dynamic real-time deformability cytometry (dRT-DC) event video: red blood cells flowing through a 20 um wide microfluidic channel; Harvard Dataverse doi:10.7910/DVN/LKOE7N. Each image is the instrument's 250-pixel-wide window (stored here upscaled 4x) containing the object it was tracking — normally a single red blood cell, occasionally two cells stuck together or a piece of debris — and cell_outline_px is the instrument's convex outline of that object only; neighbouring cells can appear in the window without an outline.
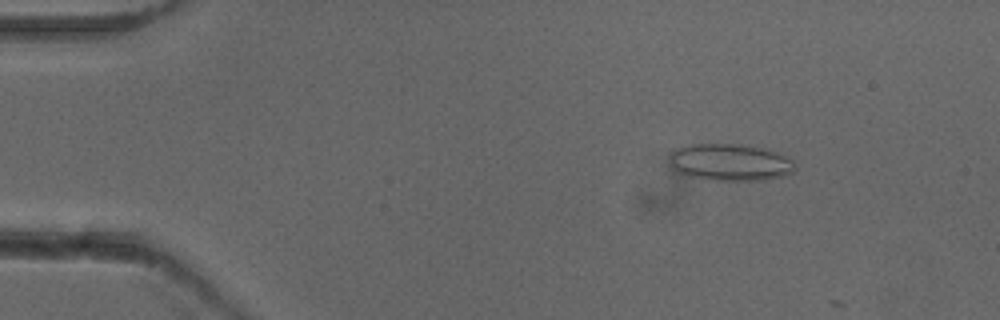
{"species": "common noctule bat (a hibernating species)", "species_latin": "Nyctalus noctula", "temperature_condition": "cold", "stored_images_in_passage": 49, "camera_frame_rate_fps": 3000, "um_per_image_px": 0.085, "animal": {"sex": "female"}, "frame": {"image": 1, "passage_image": 8, "time_ms": 2.333, "image_size_px": [1000, 320], "cell_outline_px": [[788, 160], [784, 172], [768, 176], [708, 176], [684, 172], [672, 160], [672, 156], [680, 148], [700, 144], [716, 144], [752, 148], [768, 152], [780, 156]], "centroid_in_image_um": [61.89, 13.69], "position_along_channel_um": 23.1, "area_um2": 21.44}}
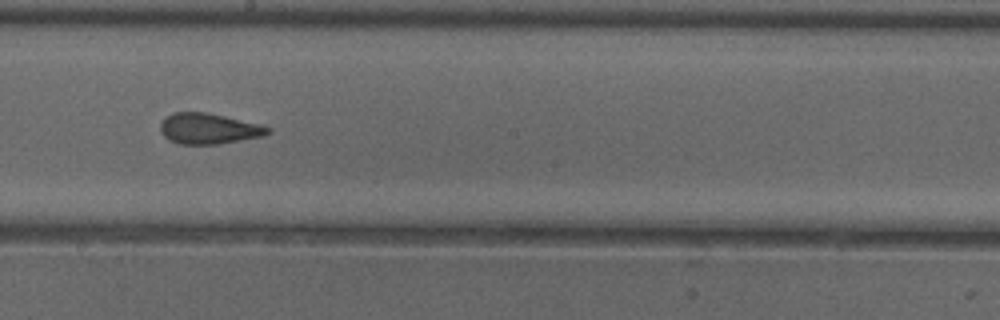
{"frame": {"image": 2, "passage_image": 30, "time_ms": 9.667, "image_size_px": [1000, 320], "cell_outline_px": [[268, 132], [260, 136], [216, 144], [184, 144], [172, 140], [164, 136], [160, 128], [160, 124], [168, 116], [176, 112], [204, 112], [256, 124], [268, 128]], "centroid_in_image_um": [17.66, 10.93], "position_along_channel_um": 230.5, "area_um2": 18.21}}
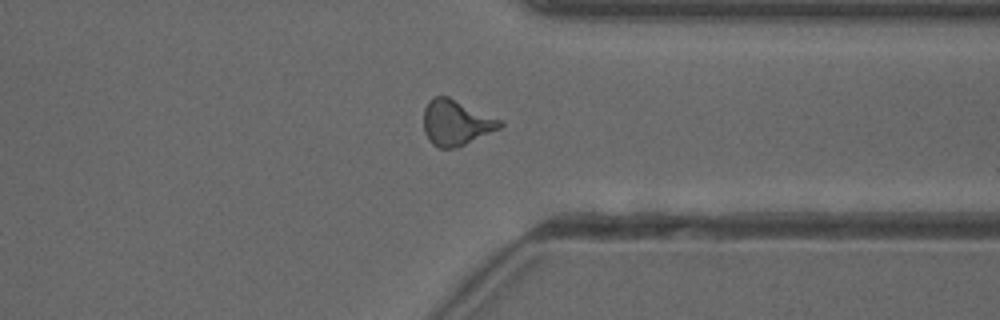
{"frame": {"image": 3, "passage_image": 41, "time_ms": 13.333, "image_size_px": [1000, 320], "cell_outline_px": [[504, 124], [500, 128], [464, 144], [452, 148], [440, 148], [432, 144], [424, 132], [424, 108], [428, 100], [436, 96], [448, 96], [500, 120]], "centroid_in_image_um": [38.72, 10.42], "position_along_channel_um": 372.7, "area_um2": 19.83}, "authors_computed_cell_mechanics": {"area_um2": 18.9006, "velocity_mm_per_s": 3.928, "shape_relaxation_time_tau1_ms": null, "shape_relaxation_time_tau2_ms": 1.4911, "deformation_change_tau1": null, "deformation_change_tau2": 0.1004}}